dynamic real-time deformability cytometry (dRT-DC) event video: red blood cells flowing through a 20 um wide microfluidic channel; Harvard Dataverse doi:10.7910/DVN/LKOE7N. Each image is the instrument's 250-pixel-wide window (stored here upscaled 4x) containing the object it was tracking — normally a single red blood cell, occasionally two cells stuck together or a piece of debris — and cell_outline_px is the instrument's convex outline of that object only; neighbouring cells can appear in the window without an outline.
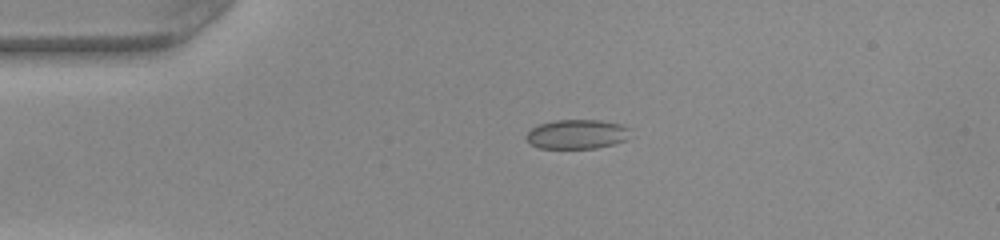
{"species": "common noctule bat (a hibernating species)", "species_latin": "Nyctalus noctula", "temperature_condition": "warm", "stored_images_in_passage": 40, "camera_frame_rate_fps": 3000, "um_per_image_px": 0.085, "animal": {"sex": "female", "body_mass_g": 22.0, "forearm_length_mm": 56.7}, "frame": {"image": 1, "passage_image": 1, "time_ms": 0.0, "image_size_px": [1000, 240], "cell_outline_px": [[632, 128], [624, 140], [612, 144], [596, 148], [540, 148], [528, 144], [524, 136], [532, 128], [540, 124], [556, 120], [600, 120], [620, 124]], "centroid_in_image_um": [49.0, 11.4], "position_along_channel_um": 36.0, "area_um2": 17.8}}
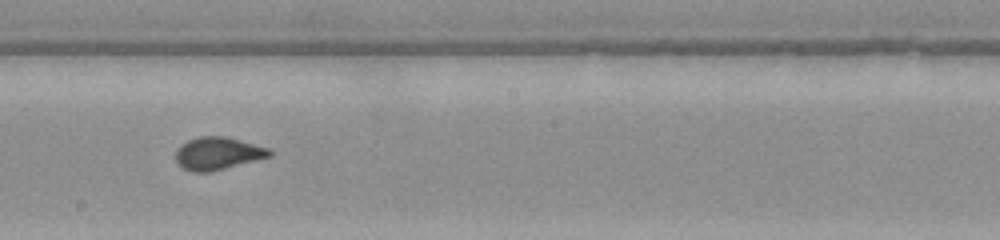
{"frame": {"image": 2, "passage_image": 18, "time_ms": 5.667, "image_size_px": [1000, 240], "cell_outline_px": [[272, 156], [212, 172], [192, 172], [184, 168], [176, 160], [176, 148], [180, 144], [188, 140], [200, 136], [224, 136], [240, 140], [268, 148], [272, 152]], "centroid_in_image_um": [18.5, 13.04], "position_along_channel_um": 229.7, "area_um2": 17.86}}
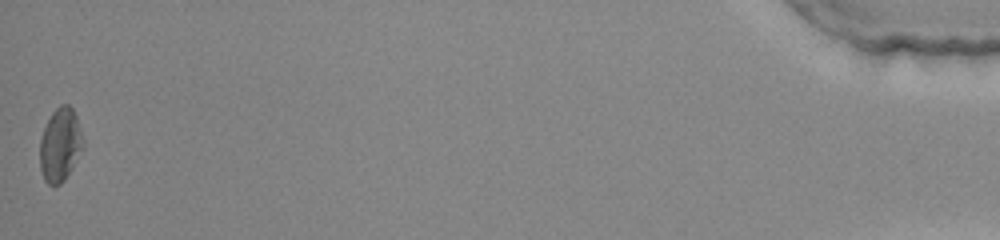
{"frame": {"image": 3, "passage_image": 40, "time_ms": 13.0, "image_size_px": [1000, 240], "cell_outline_px": [[84, 148], [72, 168], [64, 180], [60, 184], [48, 184], [44, 180], [40, 168], [40, 140], [44, 128], [52, 112], [60, 104], [68, 104], [72, 108], [76, 116], [84, 140]], "centroid_in_image_um": [5.13, 12.3], "position_along_channel_um": 430.1, "area_um2": 18.5}, "authors_computed_cell_mechanics": {"area_um2": 17.8313, "velocity_mm_per_s": 4.0743, "shape_relaxation_time_tau1_ms": 6.3814, "shape_relaxation_time_tau2_ms": null, "deformation_change_tau1": 0.1679, "deformation_change_tau2": null}}